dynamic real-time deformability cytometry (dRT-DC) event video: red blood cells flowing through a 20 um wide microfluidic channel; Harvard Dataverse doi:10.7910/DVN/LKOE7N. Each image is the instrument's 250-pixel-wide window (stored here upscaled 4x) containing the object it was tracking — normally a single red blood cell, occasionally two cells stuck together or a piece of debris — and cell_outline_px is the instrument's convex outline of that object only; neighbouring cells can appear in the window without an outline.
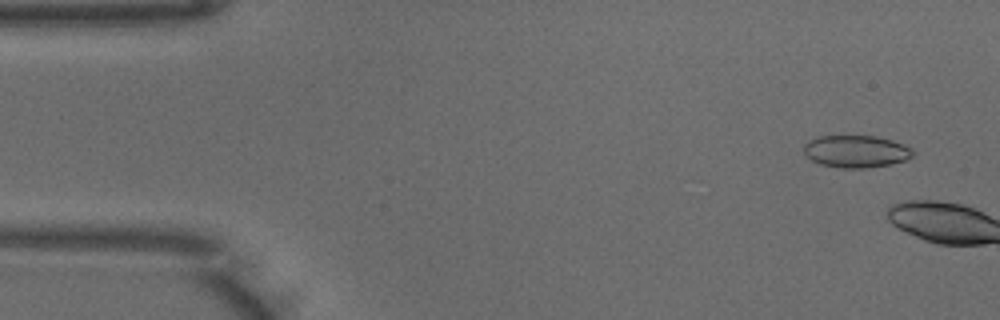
{"species": "common noctule bat (a hibernating species)", "species_latin": "Nyctalus noctula", "temperature_condition": "warm", "stored_images_in_passage": 5, "camera_frame_rate_fps": 3000, "um_per_image_px": 0.085, "animal": {"sex": "male", "body_mass_g": 18.8}, "frame": {"image": 1, "passage_image": 3, "time_ms": 0.667, "image_size_px": [1000, 320], "cell_outline_px": [[912, 156], [904, 160], [888, 164], [864, 168], [840, 168], [820, 164], [812, 160], [804, 152], [804, 144], [820, 136], [876, 136], [892, 140], [912, 148]], "centroid_in_image_um": [72.75, 12.87], "position_along_channel_um": 12.2, "area_um2": 20.17}}